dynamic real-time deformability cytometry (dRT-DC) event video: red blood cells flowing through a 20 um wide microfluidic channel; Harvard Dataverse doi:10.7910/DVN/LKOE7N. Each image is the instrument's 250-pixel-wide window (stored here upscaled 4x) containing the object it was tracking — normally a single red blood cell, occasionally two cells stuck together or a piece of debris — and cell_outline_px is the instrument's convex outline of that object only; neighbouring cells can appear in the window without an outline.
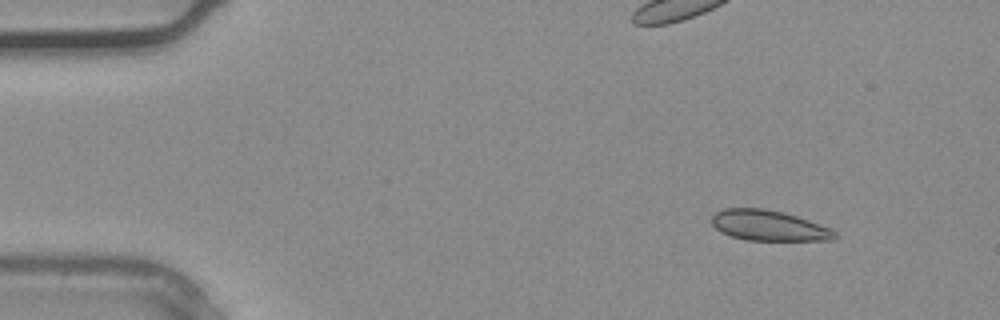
{"species": "common noctule bat (a hibernating species)", "species_latin": "Nyctalus noctula", "temperature_condition": "warm", "stored_images_in_passage": 3, "camera_frame_rate_fps": 3000, "um_per_image_px": 0.085, "animal": {"sex": "male", "body_mass_g": 20.4}, "frame": {"image": 1, "passage_image": 1, "time_ms": 0.0, "image_size_px": [1000, 320], "cell_outline_px": [[836, 240], [748, 240], [732, 236], [720, 232], [712, 224], [712, 216], [716, 212], [724, 208], [764, 208], [796, 216], [832, 228], [836, 232]], "centroid_in_image_um": [65.35, 19.17], "position_along_channel_um": 19.7, "area_um2": 21.73}}